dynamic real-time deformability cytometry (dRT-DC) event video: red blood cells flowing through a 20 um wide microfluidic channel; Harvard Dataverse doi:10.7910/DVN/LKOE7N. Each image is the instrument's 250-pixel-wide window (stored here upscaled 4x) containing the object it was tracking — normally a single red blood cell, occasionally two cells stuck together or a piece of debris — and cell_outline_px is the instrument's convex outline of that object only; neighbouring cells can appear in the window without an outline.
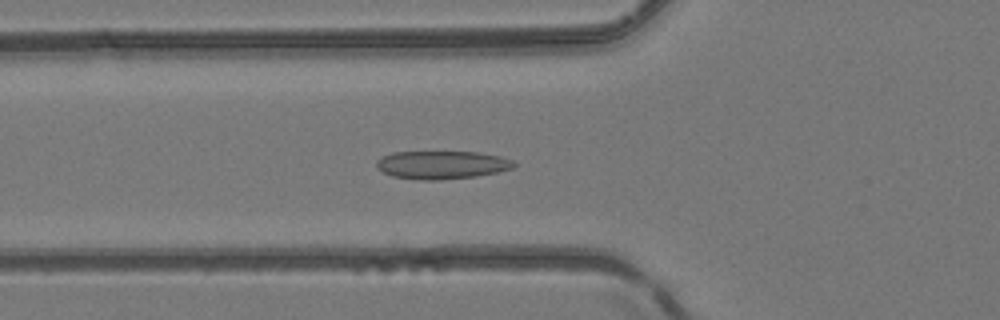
{"species": "common noctule bat (a hibernating species)", "species_latin": "Nyctalus noctula", "temperature_condition": "room temperature", "stored_images_in_passage": 49, "camera_frame_rate_fps": 3000, "um_per_image_px": 0.085, "animal": {"sex": "female", "body_mass_g": 24.6, "forearm_length_mm": 56.2}, "frame": {"image": 1, "passage_image": 17, "time_ms": 5.333, "image_size_px": [1000, 320], "cell_outline_px": [[516, 168], [476, 176], [440, 180], [420, 180], [392, 176], [376, 168], [376, 160], [392, 152], [480, 152], [500, 156], [512, 160], [516, 164]], "centroid_in_image_um": [37.57, 14.01], "position_along_channel_um": 88.2, "area_um2": 22.6}}
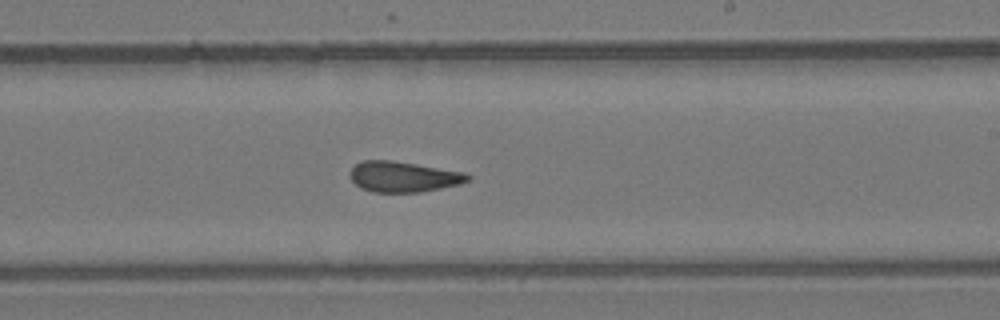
{"frame": {"image": 2, "passage_image": 29, "time_ms": 9.333, "image_size_px": [1000, 320], "cell_outline_px": [[472, 180], [460, 184], [420, 192], [372, 192], [360, 188], [348, 176], [348, 172], [356, 164], [364, 160], [388, 160], [464, 172], [472, 176]], "centroid_in_image_um": [34.27, 15.03], "position_along_channel_um": 254.7, "area_um2": 20.92}}
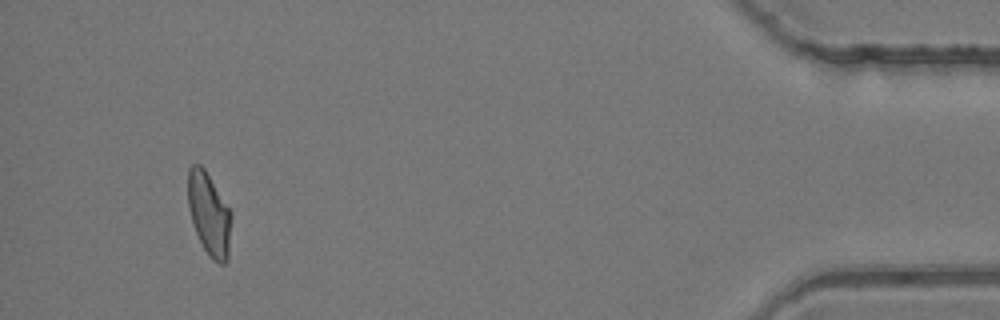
{"frame": {"image": 3, "passage_image": 46, "time_ms": 15.0, "image_size_px": [1000, 320], "cell_outline_px": [[232, 216], [228, 260], [224, 264], [220, 264], [212, 260], [204, 248], [196, 232], [192, 220], [188, 204], [188, 168], [192, 164], [200, 164], [204, 168], [232, 212]], "centroid_in_image_um": [17.79, 18.2], "position_along_channel_um": 417.4, "area_um2": 20.92}, "authors_computed_cell_mechanics": {"area_um2": 21.4438, "velocity_mm_per_s": 4.1455, "shape_relaxation_time_tau1_ms": null, "shape_relaxation_time_tau2_ms": 2.2515, "deformation_change_tau1": null, "deformation_change_tau2": 0.0979}}